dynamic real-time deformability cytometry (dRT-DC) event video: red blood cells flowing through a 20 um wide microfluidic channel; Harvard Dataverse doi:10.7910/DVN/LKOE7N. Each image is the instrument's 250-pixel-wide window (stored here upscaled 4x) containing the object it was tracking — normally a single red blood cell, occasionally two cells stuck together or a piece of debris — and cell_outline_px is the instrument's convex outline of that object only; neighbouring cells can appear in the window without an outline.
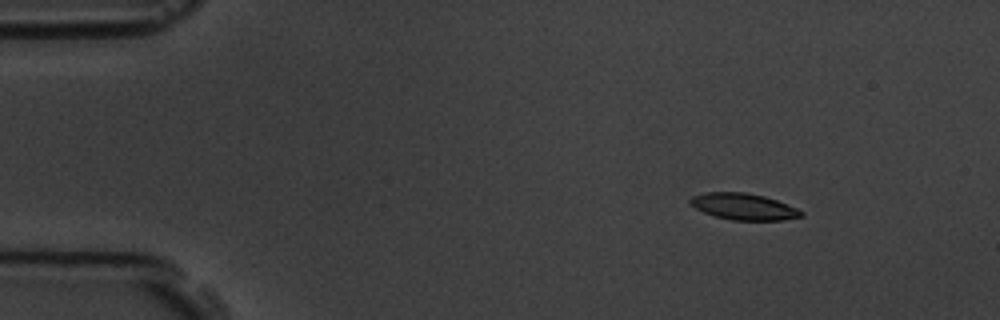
{"species": "common noctule bat (a hibernating species)", "species_latin": "Nyctalus noctula", "temperature_condition": "room temperature", "stored_images_in_passage": 6, "camera_frame_rate_fps": 3000, "um_per_image_px": 0.085, "animal": {"sex": "male", "body_mass_g": 19.5, "forearm_length_mm": 54.6}, "frame": {"image": 1, "passage_image": 2, "time_ms": 1.0, "image_size_px": [1000, 320], "cell_outline_px": [[804, 216], [784, 220], [732, 220], [716, 216], [704, 212], [688, 204], [688, 200], [692, 196], [704, 192], [744, 192], [764, 196], [776, 200], [796, 208], [804, 212]], "centroid_in_image_um": [63.19, 17.55], "position_along_channel_um": 21.8, "area_um2": 17.11}}
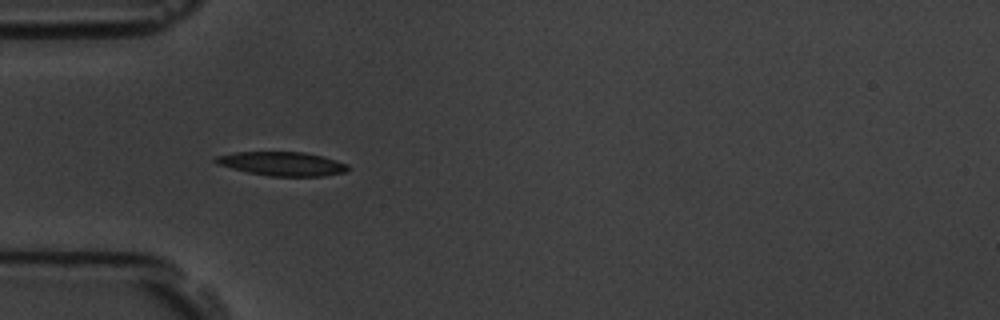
{"frame": {"image": 2, "passage_image": 5, "time_ms": 4.333, "image_size_px": [1000, 320], "cell_outline_px": [[348, 168], [344, 172], [324, 176], [268, 176], [248, 172], [216, 164], [212, 160], [216, 156], [236, 152], [304, 152], [324, 156], [348, 164]], "centroid_in_image_um": [23.97, 13.91], "position_along_channel_um": 61.0, "area_um2": 18.44}}
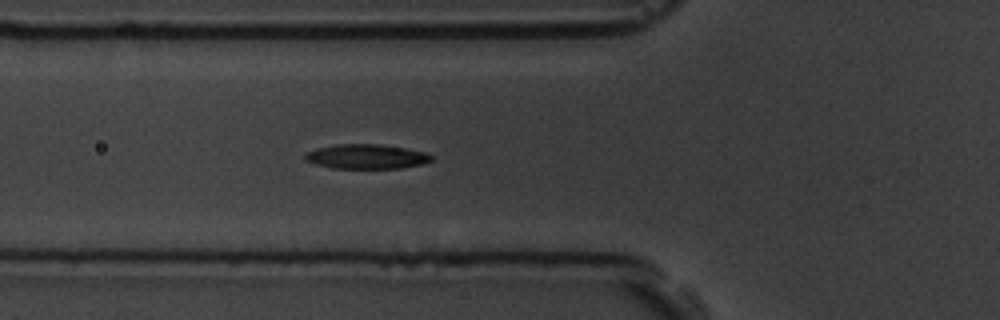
{"frame": {"image": 3, "passage_image": 6, "time_ms": 5.333, "image_size_px": [1000, 320], "cell_outline_px": [[432, 160], [424, 164], [400, 168], [332, 168], [316, 164], [304, 160], [304, 152], [316, 148], [336, 144], [376, 144], [404, 148], [428, 152], [432, 156]], "centroid_in_image_um": [31.13, 13.3], "position_along_channel_um": 94.7, "area_um2": 18.21}}